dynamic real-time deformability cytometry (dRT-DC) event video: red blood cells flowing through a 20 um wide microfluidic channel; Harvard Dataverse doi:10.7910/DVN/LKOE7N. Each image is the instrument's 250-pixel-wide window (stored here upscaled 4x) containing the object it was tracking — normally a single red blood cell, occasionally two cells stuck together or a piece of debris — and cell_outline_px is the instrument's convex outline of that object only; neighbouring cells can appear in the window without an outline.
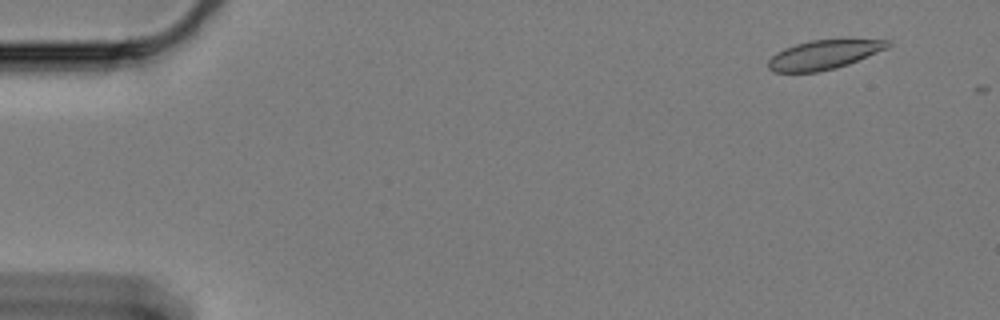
{"species": "Egyptian fruit bat (a non-hibernating species)", "species_latin": "Rousettus aegyptiacus", "temperature_condition": "cold", "stored_images_in_passage": 7, "camera_frame_rate_fps": 3000, "um_per_image_px": 0.085, "animal": {"sex": "female"}, "frame": {"image": 1, "passage_image": 5, "time_ms": 1.333, "image_size_px": [1000, 320], "cell_outline_px": [[892, 44], [888, 48], [848, 64], [836, 68], [816, 72], [772, 72], [768, 68], [768, 60], [776, 52], [784, 48], [796, 44], [812, 40], [852, 36], [892, 40]], "centroid_in_image_um": [70.14, 4.58], "position_along_channel_um": 14.9, "area_um2": 21.33}}